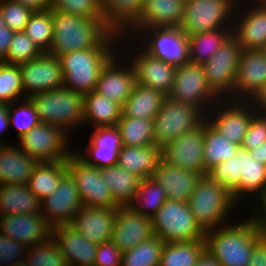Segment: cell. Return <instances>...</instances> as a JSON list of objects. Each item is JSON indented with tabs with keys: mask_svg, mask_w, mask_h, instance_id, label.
Listing matches in <instances>:
<instances>
[{
	"mask_svg": "<svg viewBox=\"0 0 266 266\" xmlns=\"http://www.w3.org/2000/svg\"><path fill=\"white\" fill-rule=\"evenodd\" d=\"M145 0H101L107 25L123 34L139 18Z\"/></svg>",
	"mask_w": 266,
	"mask_h": 266,
	"instance_id": "cell-36",
	"label": "cell"
},
{
	"mask_svg": "<svg viewBox=\"0 0 266 266\" xmlns=\"http://www.w3.org/2000/svg\"><path fill=\"white\" fill-rule=\"evenodd\" d=\"M266 83V49L242 50L230 100L249 101Z\"/></svg>",
	"mask_w": 266,
	"mask_h": 266,
	"instance_id": "cell-20",
	"label": "cell"
},
{
	"mask_svg": "<svg viewBox=\"0 0 266 266\" xmlns=\"http://www.w3.org/2000/svg\"><path fill=\"white\" fill-rule=\"evenodd\" d=\"M52 22L53 39L48 53L54 56L93 47H116L122 36L105 20L88 19L58 10H52Z\"/></svg>",
	"mask_w": 266,
	"mask_h": 266,
	"instance_id": "cell-1",
	"label": "cell"
},
{
	"mask_svg": "<svg viewBox=\"0 0 266 266\" xmlns=\"http://www.w3.org/2000/svg\"><path fill=\"white\" fill-rule=\"evenodd\" d=\"M205 250V240L165 243L159 266H194Z\"/></svg>",
	"mask_w": 266,
	"mask_h": 266,
	"instance_id": "cell-40",
	"label": "cell"
},
{
	"mask_svg": "<svg viewBox=\"0 0 266 266\" xmlns=\"http://www.w3.org/2000/svg\"><path fill=\"white\" fill-rule=\"evenodd\" d=\"M34 11H43L50 9L51 0H13Z\"/></svg>",
	"mask_w": 266,
	"mask_h": 266,
	"instance_id": "cell-59",
	"label": "cell"
},
{
	"mask_svg": "<svg viewBox=\"0 0 266 266\" xmlns=\"http://www.w3.org/2000/svg\"><path fill=\"white\" fill-rule=\"evenodd\" d=\"M12 266H29L28 263L26 261H23V262H20V263H17V264H14Z\"/></svg>",
	"mask_w": 266,
	"mask_h": 266,
	"instance_id": "cell-64",
	"label": "cell"
},
{
	"mask_svg": "<svg viewBox=\"0 0 266 266\" xmlns=\"http://www.w3.org/2000/svg\"><path fill=\"white\" fill-rule=\"evenodd\" d=\"M168 96L199 108L205 115L221 100L209 86L202 65L190 61L176 67L173 88Z\"/></svg>",
	"mask_w": 266,
	"mask_h": 266,
	"instance_id": "cell-10",
	"label": "cell"
},
{
	"mask_svg": "<svg viewBox=\"0 0 266 266\" xmlns=\"http://www.w3.org/2000/svg\"><path fill=\"white\" fill-rule=\"evenodd\" d=\"M117 51L115 47H93L58 56L63 87L81 94L95 91L102 69Z\"/></svg>",
	"mask_w": 266,
	"mask_h": 266,
	"instance_id": "cell-4",
	"label": "cell"
},
{
	"mask_svg": "<svg viewBox=\"0 0 266 266\" xmlns=\"http://www.w3.org/2000/svg\"><path fill=\"white\" fill-rule=\"evenodd\" d=\"M41 214V201L27 184L0 185V216Z\"/></svg>",
	"mask_w": 266,
	"mask_h": 266,
	"instance_id": "cell-32",
	"label": "cell"
},
{
	"mask_svg": "<svg viewBox=\"0 0 266 266\" xmlns=\"http://www.w3.org/2000/svg\"><path fill=\"white\" fill-rule=\"evenodd\" d=\"M154 236L152 218L136 213L129 206L116 208L112 242L121 252L131 250Z\"/></svg>",
	"mask_w": 266,
	"mask_h": 266,
	"instance_id": "cell-21",
	"label": "cell"
},
{
	"mask_svg": "<svg viewBox=\"0 0 266 266\" xmlns=\"http://www.w3.org/2000/svg\"><path fill=\"white\" fill-rule=\"evenodd\" d=\"M122 252L110 240L97 245L94 266H121Z\"/></svg>",
	"mask_w": 266,
	"mask_h": 266,
	"instance_id": "cell-54",
	"label": "cell"
},
{
	"mask_svg": "<svg viewBox=\"0 0 266 266\" xmlns=\"http://www.w3.org/2000/svg\"><path fill=\"white\" fill-rule=\"evenodd\" d=\"M66 172V161L38 162L27 185L41 201L57 189L62 176Z\"/></svg>",
	"mask_w": 266,
	"mask_h": 266,
	"instance_id": "cell-38",
	"label": "cell"
},
{
	"mask_svg": "<svg viewBox=\"0 0 266 266\" xmlns=\"http://www.w3.org/2000/svg\"><path fill=\"white\" fill-rule=\"evenodd\" d=\"M207 175L222 184L236 203H240V175H237L236 156L219 163L207 172Z\"/></svg>",
	"mask_w": 266,
	"mask_h": 266,
	"instance_id": "cell-50",
	"label": "cell"
},
{
	"mask_svg": "<svg viewBox=\"0 0 266 266\" xmlns=\"http://www.w3.org/2000/svg\"><path fill=\"white\" fill-rule=\"evenodd\" d=\"M0 10L6 26L13 32H24L25 26L34 12L13 0H0Z\"/></svg>",
	"mask_w": 266,
	"mask_h": 266,
	"instance_id": "cell-51",
	"label": "cell"
},
{
	"mask_svg": "<svg viewBox=\"0 0 266 266\" xmlns=\"http://www.w3.org/2000/svg\"><path fill=\"white\" fill-rule=\"evenodd\" d=\"M188 204L196 223L204 232L233 221L229 220V214L238 206L231 192L208 175L200 178Z\"/></svg>",
	"mask_w": 266,
	"mask_h": 266,
	"instance_id": "cell-3",
	"label": "cell"
},
{
	"mask_svg": "<svg viewBox=\"0 0 266 266\" xmlns=\"http://www.w3.org/2000/svg\"><path fill=\"white\" fill-rule=\"evenodd\" d=\"M166 97L161 91L136 82L132 94L122 107V113L131 118L154 120Z\"/></svg>",
	"mask_w": 266,
	"mask_h": 266,
	"instance_id": "cell-33",
	"label": "cell"
},
{
	"mask_svg": "<svg viewBox=\"0 0 266 266\" xmlns=\"http://www.w3.org/2000/svg\"><path fill=\"white\" fill-rule=\"evenodd\" d=\"M116 208L83 206L70 223L87 240L101 244L112 240Z\"/></svg>",
	"mask_w": 266,
	"mask_h": 266,
	"instance_id": "cell-25",
	"label": "cell"
},
{
	"mask_svg": "<svg viewBox=\"0 0 266 266\" xmlns=\"http://www.w3.org/2000/svg\"><path fill=\"white\" fill-rule=\"evenodd\" d=\"M8 115L10 125H15L19 139L40 123L35 106L29 98L8 104Z\"/></svg>",
	"mask_w": 266,
	"mask_h": 266,
	"instance_id": "cell-47",
	"label": "cell"
},
{
	"mask_svg": "<svg viewBox=\"0 0 266 266\" xmlns=\"http://www.w3.org/2000/svg\"><path fill=\"white\" fill-rule=\"evenodd\" d=\"M25 97L19 65L0 62V104H11Z\"/></svg>",
	"mask_w": 266,
	"mask_h": 266,
	"instance_id": "cell-45",
	"label": "cell"
},
{
	"mask_svg": "<svg viewBox=\"0 0 266 266\" xmlns=\"http://www.w3.org/2000/svg\"><path fill=\"white\" fill-rule=\"evenodd\" d=\"M260 3H262L266 7V0H258Z\"/></svg>",
	"mask_w": 266,
	"mask_h": 266,
	"instance_id": "cell-65",
	"label": "cell"
},
{
	"mask_svg": "<svg viewBox=\"0 0 266 266\" xmlns=\"http://www.w3.org/2000/svg\"><path fill=\"white\" fill-rule=\"evenodd\" d=\"M89 142L86 150L75 151L84 162L99 169L117 164L122 141L116 126L94 128Z\"/></svg>",
	"mask_w": 266,
	"mask_h": 266,
	"instance_id": "cell-24",
	"label": "cell"
},
{
	"mask_svg": "<svg viewBox=\"0 0 266 266\" xmlns=\"http://www.w3.org/2000/svg\"><path fill=\"white\" fill-rule=\"evenodd\" d=\"M24 33L42 52L48 53L53 39L52 9L34 11L25 26Z\"/></svg>",
	"mask_w": 266,
	"mask_h": 266,
	"instance_id": "cell-44",
	"label": "cell"
},
{
	"mask_svg": "<svg viewBox=\"0 0 266 266\" xmlns=\"http://www.w3.org/2000/svg\"><path fill=\"white\" fill-rule=\"evenodd\" d=\"M242 49L231 34L218 51L204 64V74L211 89L221 98L233 96L234 81Z\"/></svg>",
	"mask_w": 266,
	"mask_h": 266,
	"instance_id": "cell-11",
	"label": "cell"
},
{
	"mask_svg": "<svg viewBox=\"0 0 266 266\" xmlns=\"http://www.w3.org/2000/svg\"><path fill=\"white\" fill-rule=\"evenodd\" d=\"M247 218L205 232L206 251L221 266H248L255 244L266 234Z\"/></svg>",
	"mask_w": 266,
	"mask_h": 266,
	"instance_id": "cell-2",
	"label": "cell"
},
{
	"mask_svg": "<svg viewBox=\"0 0 266 266\" xmlns=\"http://www.w3.org/2000/svg\"><path fill=\"white\" fill-rule=\"evenodd\" d=\"M116 127L122 146L144 147L154 144L153 120L131 118L122 113Z\"/></svg>",
	"mask_w": 266,
	"mask_h": 266,
	"instance_id": "cell-41",
	"label": "cell"
},
{
	"mask_svg": "<svg viewBox=\"0 0 266 266\" xmlns=\"http://www.w3.org/2000/svg\"><path fill=\"white\" fill-rule=\"evenodd\" d=\"M50 9L88 19L105 20L101 0H51Z\"/></svg>",
	"mask_w": 266,
	"mask_h": 266,
	"instance_id": "cell-49",
	"label": "cell"
},
{
	"mask_svg": "<svg viewBox=\"0 0 266 266\" xmlns=\"http://www.w3.org/2000/svg\"><path fill=\"white\" fill-rule=\"evenodd\" d=\"M186 0H145L139 18L129 28L180 27Z\"/></svg>",
	"mask_w": 266,
	"mask_h": 266,
	"instance_id": "cell-28",
	"label": "cell"
},
{
	"mask_svg": "<svg viewBox=\"0 0 266 266\" xmlns=\"http://www.w3.org/2000/svg\"><path fill=\"white\" fill-rule=\"evenodd\" d=\"M122 115V106L95 91L84 94L83 123L94 128L114 127Z\"/></svg>",
	"mask_w": 266,
	"mask_h": 266,
	"instance_id": "cell-34",
	"label": "cell"
},
{
	"mask_svg": "<svg viewBox=\"0 0 266 266\" xmlns=\"http://www.w3.org/2000/svg\"><path fill=\"white\" fill-rule=\"evenodd\" d=\"M9 115H8V104H0V134L5 132L10 127ZM0 142L3 144H7L2 141V137H0Z\"/></svg>",
	"mask_w": 266,
	"mask_h": 266,
	"instance_id": "cell-60",
	"label": "cell"
},
{
	"mask_svg": "<svg viewBox=\"0 0 266 266\" xmlns=\"http://www.w3.org/2000/svg\"><path fill=\"white\" fill-rule=\"evenodd\" d=\"M52 238L56 241L68 266H92L97 244L87 240L70 224L54 226Z\"/></svg>",
	"mask_w": 266,
	"mask_h": 266,
	"instance_id": "cell-26",
	"label": "cell"
},
{
	"mask_svg": "<svg viewBox=\"0 0 266 266\" xmlns=\"http://www.w3.org/2000/svg\"><path fill=\"white\" fill-rule=\"evenodd\" d=\"M239 145L226 140L206 120L204 121L203 162L204 175L219 163L225 162L236 155Z\"/></svg>",
	"mask_w": 266,
	"mask_h": 266,
	"instance_id": "cell-37",
	"label": "cell"
},
{
	"mask_svg": "<svg viewBox=\"0 0 266 266\" xmlns=\"http://www.w3.org/2000/svg\"><path fill=\"white\" fill-rule=\"evenodd\" d=\"M67 171L75 180L83 206L117 208L119 205L103 181L101 169L84 162L75 152L66 160Z\"/></svg>",
	"mask_w": 266,
	"mask_h": 266,
	"instance_id": "cell-14",
	"label": "cell"
},
{
	"mask_svg": "<svg viewBox=\"0 0 266 266\" xmlns=\"http://www.w3.org/2000/svg\"><path fill=\"white\" fill-rule=\"evenodd\" d=\"M166 200L162 186L150 177L140 181L136 196L129 207L136 213L152 218Z\"/></svg>",
	"mask_w": 266,
	"mask_h": 266,
	"instance_id": "cell-42",
	"label": "cell"
},
{
	"mask_svg": "<svg viewBox=\"0 0 266 266\" xmlns=\"http://www.w3.org/2000/svg\"><path fill=\"white\" fill-rule=\"evenodd\" d=\"M38 161L19 146L3 144L0 149V185L28 184Z\"/></svg>",
	"mask_w": 266,
	"mask_h": 266,
	"instance_id": "cell-29",
	"label": "cell"
},
{
	"mask_svg": "<svg viewBox=\"0 0 266 266\" xmlns=\"http://www.w3.org/2000/svg\"><path fill=\"white\" fill-rule=\"evenodd\" d=\"M53 227L42 214H13L0 216V232L27 247L49 240Z\"/></svg>",
	"mask_w": 266,
	"mask_h": 266,
	"instance_id": "cell-22",
	"label": "cell"
},
{
	"mask_svg": "<svg viewBox=\"0 0 266 266\" xmlns=\"http://www.w3.org/2000/svg\"><path fill=\"white\" fill-rule=\"evenodd\" d=\"M68 135L59 126L40 122L19 139V148L38 162L66 161L72 153Z\"/></svg>",
	"mask_w": 266,
	"mask_h": 266,
	"instance_id": "cell-12",
	"label": "cell"
},
{
	"mask_svg": "<svg viewBox=\"0 0 266 266\" xmlns=\"http://www.w3.org/2000/svg\"><path fill=\"white\" fill-rule=\"evenodd\" d=\"M154 235L165 243L205 240L188 202L167 199L152 217Z\"/></svg>",
	"mask_w": 266,
	"mask_h": 266,
	"instance_id": "cell-8",
	"label": "cell"
},
{
	"mask_svg": "<svg viewBox=\"0 0 266 266\" xmlns=\"http://www.w3.org/2000/svg\"><path fill=\"white\" fill-rule=\"evenodd\" d=\"M224 101L221 99L206 113V121L226 140L241 146L250 122L258 112L249 101Z\"/></svg>",
	"mask_w": 266,
	"mask_h": 266,
	"instance_id": "cell-13",
	"label": "cell"
},
{
	"mask_svg": "<svg viewBox=\"0 0 266 266\" xmlns=\"http://www.w3.org/2000/svg\"><path fill=\"white\" fill-rule=\"evenodd\" d=\"M257 212L253 213L250 218L264 231H266V187L257 197ZM259 205V207L257 206ZM261 212V213H260ZM255 214V215H254Z\"/></svg>",
	"mask_w": 266,
	"mask_h": 266,
	"instance_id": "cell-55",
	"label": "cell"
},
{
	"mask_svg": "<svg viewBox=\"0 0 266 266\" xmlns=\"http://www.w3.org/2000/svg\"><path fill=\"white\" fill-rule=\"evenodd\" d=\"M6 23L0 10V32H5Z\"/></svg>",
	"mask_w": 266,
	"mask_h": 266,
	"instance_id": "cell-63",
	"label": "cell"
},
{
	"mask_svg": "<svg viewBox=\"0 0 266 266\" xmlns=\"http://www.w3.org/2000/svg\"><path fill=\"white\" fill-rule=\"evenodd\" d=\"M251 156L256 161L260 162L263 165H266V141L255 149L249 150Z\"/></svg>",
	"mask_w": 266,
	"mask_h": 266,
	"instance_id": "cell-61",
	"label": "cell"
},
{
	"mask_svg": "<svg viewBox=\"0 0 266 266\" xmlns=\"http://www.w3.org/2000/svg\"><path fill=\"white\" fill-rule=\"evenodd\" d=\"M132 33L136 35V38L141 39V45H137L142 46V49L148 54L176 67L189 62L188 36L180 27L128 28L122 34L120 44L124 42L123 39L130 41L128 36L133 37ZM123 35H126L127 39Z\"/></svg>",
	"mask_w": 266,
	"mask_h": 266,
	"instance_id": "cell-6",
	"label": "cell"
},
{
	"mask_svg": "<svg viewBox=\"0 0 266 266\" xmlns=\"http://www.w3.org/2000/svg\"><path fill=\"white\" fill-rule=\"evenodd\" d=\"M118 56L117 52V55L115 54L102 69L95 92L123 107L132 94L137 79L136 70L132 62L126 59L120 60L121 56ZM122 60L124 64L126 61L128 63L126 62L125 65H122Z\"/></svg>",
	"mask_w": 266,
	"mask_h": 266,
	"instance_id": "cell-18",
	"label": "cell"
},
{
	"mask_svg": "<svg viewBox=\"0 0 266 266\" xmlns=\"http://www.w3.org/2000/svg\"><path fill=\"white\" fill-rule=\"evenodd\" d=\"M206 115L197 107L167 96L153 120L154 144L164 148L177 137L198 128Z\"/></svg>",
	"mask_w": 266,
	"mask_h": 266,
	"instance_id": "cell-7",
	"label": "cell"
},
{
	"mask_svg": "<svg viewBox=\"0 0 266 266\" xmlns=\"http://www.w3.org/2000/svg\"><path fill=\"white\" fill-rule=\"evenodd\" d=\"M266 141V113H257L251 120L241 147L252 150Z\"/></svg>",
	"mask_w": 266,
	"mask_h": 266,
	"instance_id": "cell-53",
	"label": "cell"
},
{
	"mask_svg": "<svg viewBox=\"0 0 266 266\" xmlns=\"http://www.w3.org/2000/svg\"><path fill=\"white\" fill-rule=\"evenodd\" d=\"M258 113H266V83L249 100Z\"/></svg>",
	"mask_w": 266,
	"mask_h": 266,
	"instance_id": "cell-57",
	"label": "cell"
},
{
	"mask_svg": "<svg viewBox=\"0 0 266 266\" xmlns=\"http://www.w3.org/2000/svg\"><path fill=\"white\" fill-rule=\"evenodd\" d=\"M235 156L237 175H240V202L253 194L256 200L266 187V165L253 159L249 150L241 146Z\"/></svg>",
	"mask_w": 266,
	"mask_h": 266,
	"instance_id": "cell-31",
	"label": "cell"
},
{
	"mask_svg": "<svg viewBox=\"0 0 266 266\" xmlns=\"http://www.w3.org/2000/svg\"><path fill=\"white\" fill-rule=\"evenodd\" d=\"M231 34L232 28H223L189 35V61L199 65L206 63Z\"/></svg>",
	"mask_w": 266,
	"mask_h": 266,
	"instance_id": "cell-39",
	"label": "cell"
},
{
	"mask_svg": "<svg viewBox=\"0 0 266 266\" xmlns=\"http://www.w3.org/2000/svg\"><path fill=\"white\" fill-rule=\"evenodd\" d=\"M29 266H68L56 241L49 240L28 247L26 260Z\"/></svg>",
	"mask_w": 266,
	"mask_h": 266,
	"instance_id": "cell-46",
	"label": "cell"
},
{
	"mask_svg": "<svg viewBox=\"0 0 266 266\" xmlns=\"http://www.w3.org/2000/svg\"><path fill=\"white\" fill-rule=\"evenodd\" d=\"M43 52L24 33L14 32L4 63L19 65L39 57Z\"/></svg>",
	"mask_w": 266,
	"mask_h": 266,
	"instance_id": "cell-48",
	"label": "cell"
},
{
	"mask_svg": "<svg viewBox=\"0 0 266 266\" xmlns=\"http://www.w3.org/2000/svg\"><path fill=\"white\" fill-rule=\"evenodd\" d=\"M203 146L204 122L166 145L162 149L163 161L204 175Z\"/></svg>",
	"mask_w": 266,
	"mask_h": 266,
	"instance_id": "cell-19",
	"label": "cell"
},
{
	"mask_svg": "<svg viewBox=\"0 0 266 266\" xmlns=\"http://www.w3.org/2000/svg\"><path fill=\"white\" fill-rule=\"evenodd\" d=\"M194 266H221L217 260L206 250Z\"/></svg>",
	"mask_w": 266,
	"mask_h": 266,
	"instance_id": "cell-62",
	"label": "cell"
},
{
	"mask_svg": "<svg viewBox=\"0 0 266 266\" xmlns=\"http://www.w3.org/2000/svg\"><path fill=\"white\" fill-rule=\"evenodd\" d=\"M101 176L119 206H129L132 203L142 180L117 165L101 169Z\"/></svg>",
	"mask_w": 266,
	"mask_h": 266,
	"instance_id": "cell-35",
	"label": "cell"
},
{
	"mask_svg": "<svg viewBox=\"0 0 266 266\" xmlns=\"http://www.w3.org/2000/svg\"><path fill=\"white\" fill-rule=\"evenodd\" d=\"M27 246L0 232V264L12 266L26 260Z\"/></svg>",
	"mask_w": 266,
	"mask_h": 266,
	"instance_id": "cell-52",
	"label": "cell"
},
{
	"mask_svg": "<svg viewBox=\"0 0 266 266\" xmlns=\"http://www.w3.org/2000/svg\"><path fill=\"white\" fill-rule=\"evenodd\" d=\"M14 32L5 27V32H0V62H3L7 56V52L13 38Z\"/></svg>",
	"mask_w": 266,
	"mask_h": 266,
	"instance_id": "cell-58",
	"label": "cell"
},
{
	"mask_svg": "<svg viewBox=\"0 0 266 266\" xmlns=\"http://www.w3.org/2000/svg\"><path fill=\"white\" fill-rule=\"evenodd\" d=\"M29 99L42 123L59 126L67 134L70 129L84 124V94L62 87L37 93Z\"/></svg>",
	"mask_w": 266,
	"mask_h": 266,
	"instance_id": "cell-5",
	"label": "cell"
},
{
	"mask_svg": "<svg viewBox=\"0 0 266 266\" xmlns=\"http://www.w3.org/2000/svg\"><path fill=\"white\" fill-rule=\"evenodd\" d=\"M82 207L75 180L68 171L62 176L57 189L41 200V214L52 227L70 224Z\"/></svg>",
	"mask_w": 266,
	"mask_h": 266,
	"instance_id": "cell-17",
	"label": "cell"
},
{
	"mask_svg": "<svg viewBox=\"0 0 266 266\" xmlns=\"http://www.w3.org/2000/svg\"><path fill=\"white\" fill-rule=\"evenodd\" d=\"M238 2L240 0H186L180 28L187 36L198 32L233 28V16Z\"/></svg>",
	"mask_w": 266,
	"mask_h": 266,
	"instance_id": "cell-9",
	"label": "cell"
},
{
	"mask_svg": "<svg viewBox=\"0 0 266 266\" xmlns=\"http://www.w3.org/2000/svg\"><path fill=\"white\" fill-rule=\"evenodd\" d=\"M164 245L165 242L154 235L131 250L122 252L121 266H159Z\"/></svg>",
	"mask_w": 266,
	"mask_h": 266,
	"instance_id": "cell-43",
	"label": "cell"
},
{
	"mask_svg": "<svg viewBox=\"0 0 266 266\" xmlns=\"http://www.w3.org/2000/svg\"><path fill=\"white\" fill-rule=\"evenodd\" d=\"M162 160V148L155 144L144 147L122 146L116 165L141 179H147L153 176Z\"/></svg>",
	"mask_w": 266,
	"mask_h": 266,
	"instance_id": "cell-30",
	"label": "cell"
},
{
	"mask_svg": "<svg viewBox=\"0 0 266 266\" xmlns=\"http://www.w3.org/2000/svg\"><path fill=\"white\" fill-rule=\"evenodd\" d=\"M248 266H266V234L255 244Z\"/></svg>",
	"mask_w": 266,
	"mask_h": 266,
	"instance_id": "cell-56",
	"label": "cell"
},
{
	"mask_svg": "<svg viewBox=\"0 0 266 266\" xmlns=\"http://www.w3.org/2000/svg\"><path fill=\"white\" fill-rule=\"evenodd\" d=\"M242 1L244 5L242 6L243 3H241L239 6L237 5L239 9L236 8V18L233 20L232 35L237 39L242 50H265L266 7L258 0H252L253 3H251V0ZM247 1H250L249 3L252 5H245L248 3Z\"/></svg>",
	"mask_w": 266,
	"mask_h": 266,
	"instance_id": "cell-16",
	"label": "cell"
},
{
	"mask_svg": "<svg viewBox=\"0 0 266 266\" xmlns=\"http://www.w3.org/2000/svg\"><path fill=\"white\" fill-rule=\"evenodd\" d=\"M131 55L132 58H128L136 70L137 83L168 96L173 88L176 66L148 54L141 46Z\"/></svg>",
	"mask_w": 266,
	"mask_h": 266,
	"instance_id": "cell-23",
	"label": "cell"
},
{
	"mask_svg": "<svg viewBox=\"0 0 266 266\" xmlns=\"http://www.w3.org/2000/svg\"><path fill=\"white\" fill-rule=\"evenodd\" d=\"M25 98L63 87V74L58 56L43 52L39 57L19 64Z\"/></svg>",
	"mask_w": 266,
	"mask_h": 266,
	"instance_id": "cell-15",
	"label": "cell"
},
{
	"mask_svg": "<svg viewBox=\"0 0 266 266\" xmlns=\"http://www.w3.org/2000/svg\"><path fill=\"white\" fill-rule=\"evenodd\" d=\"M202 176L201 173L176 167L162 160L152 178L162 186L167 199L188 202Z\"/></svg>",
	"mask_w": 266,
	"mask_h": 266,
	"instance_id": "cell-27",
	"label": "cell"
}]
</instances>
